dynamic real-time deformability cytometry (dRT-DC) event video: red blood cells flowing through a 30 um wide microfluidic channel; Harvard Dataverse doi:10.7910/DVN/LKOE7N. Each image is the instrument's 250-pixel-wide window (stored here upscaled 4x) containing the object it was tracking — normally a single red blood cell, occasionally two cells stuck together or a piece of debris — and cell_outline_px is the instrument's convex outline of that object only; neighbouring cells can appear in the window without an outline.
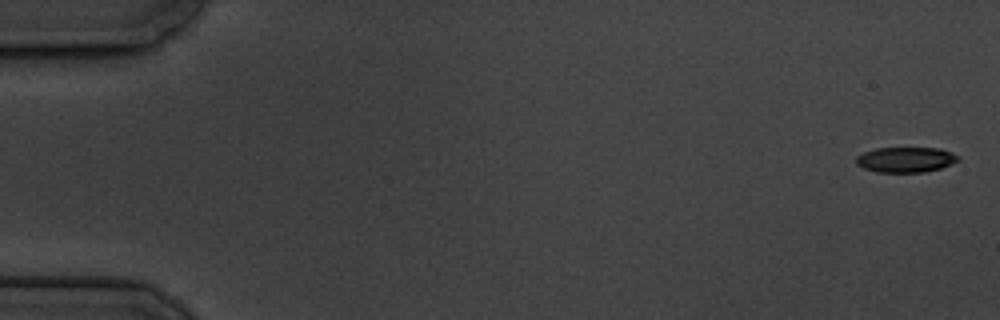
{"species": "common noctule bat (a hibernating species)", "species_latin": "Nyctalus noctula", "temperature_condition": "cold", "stored_images_in_passage": 7, "camera_frame_rate_fps": 3000, "um_per_image_px": 0.085, "animal": {"sex": "male", "body_mass_g": 19.5, "forearm_length_mm": 54.6}, "frame": {"image": 1, "passage_image": 1, "time_ms": 0.0, "image_size_px": [1000, 320], "cell_outline_px": [[960, 160], [940, 168], [924, 172], [876, 172], [864, 168], [856, 164], [856, 156], [864, 152], [876, 148], [940, 148], [952, 152], [960, 156]], "centroid_in_image_um": [76.99, 13.56], "position_along_channel_um": 8.0, "area_um2": 15.09}}
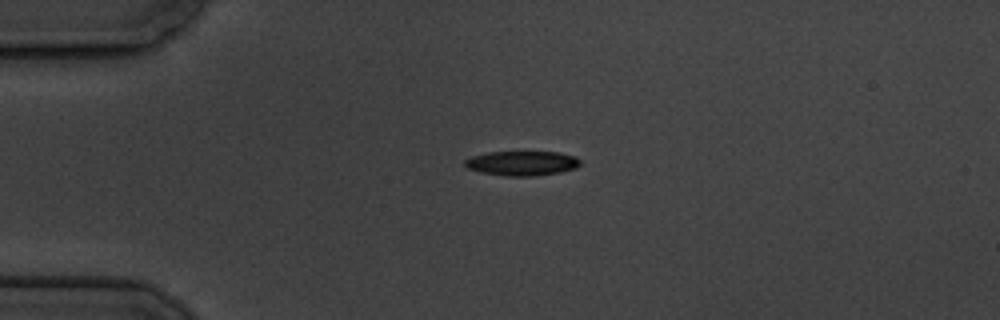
{"frame": {"image": 2, "passage_image": 5, "time_ms": 4.333, "image_size_px": [1000, 320], "cell_outline_px": [[580, 164], [576, 168], [560, 172], [532, 176], [508, 176], [480, 172], [468, 168], [464, 164], [464, 160], [472, 156], [488, 152], [560, 152], [576, 156], [580, 160]], "centroid_in_image_um": [44.38, 13.87], "position_along_channel_um": 40.6, "area_um2": 16.53}}